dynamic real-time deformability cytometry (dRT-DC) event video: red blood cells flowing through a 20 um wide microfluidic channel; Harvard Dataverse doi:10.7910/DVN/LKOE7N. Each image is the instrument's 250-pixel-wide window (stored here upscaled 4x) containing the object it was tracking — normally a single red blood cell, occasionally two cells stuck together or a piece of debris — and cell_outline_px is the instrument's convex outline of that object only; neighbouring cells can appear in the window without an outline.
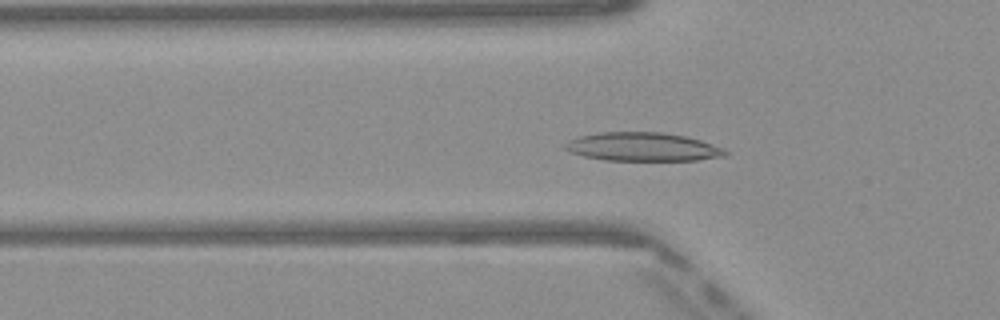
{"species": "Egyptian fruit bat (a non-hibernating species)", "species_latin": "Rousettus aegyptiacus", "temperature_condition": "warm", "stored_images_in_passage": 51, "camera_frame_rate_fps": 3000, "um_per_image_px": 0.085, "frame": {"image": 1, "passage_image": 17, "time_ms": 5.333, "image_size_px": [1000, 320], "cell_outline_px": [[728, 156], [696, 160], [604, 160], [584, 156], [568, 152], [564, 148], [564, 144], [568, 140], [580, 136], [600, 132], [664, 132], [684, 136], [700, 140], [724, 148], [728, 152]], "centroid_in_image_um": [54.62, 12.48], "position_along_channel_um": 71.2, "area_um2": 26.76}}
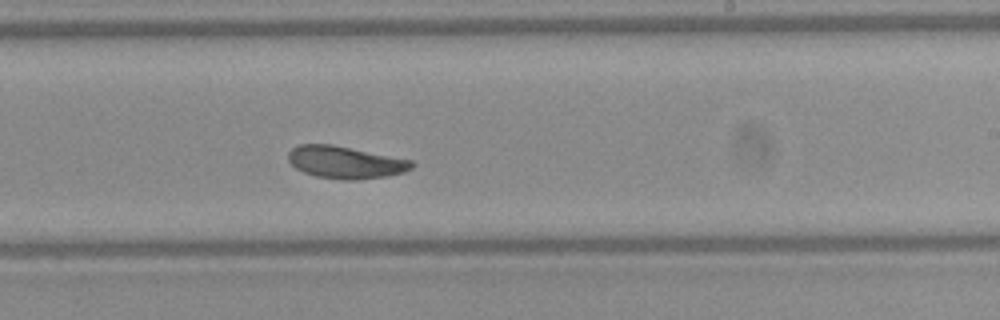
{"frame": {"image": 2, "passage_image": 31, "time_ms": 10.0, "image_size_px": [1000, 320], "cell_outline_px": [[416, 164], [412, 168], [404, 172], [388, 176], [356, 180], [340, 180], [316, 176], [304, 172], [296, 168], [288, 160], [288, 152], [292, 148], [300, 144], [332, 144], [412, 160]], "centroid_in_image_um": [29.37, 13.8], "position_along_channel_um": 259.6, "area_um2": 23.35}}
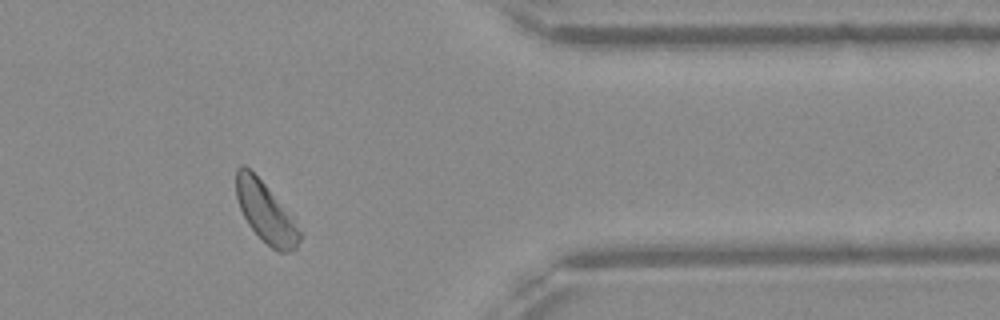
{"frame": {"image": 3, "passage_image": 42, "time_ms": 13.667, "image_size_px": [1000, 320], "cell_outline_px": [[304, 232], [296, 248], [288, 252], [276, 252], [248, 224], [240, 208], [236, 196], [236, 168], [240, 164], [244, 164], [264, 184]], "centroid_in_image_um": [22.6, 18.06], "position_along_channel_um": 388.8, "area_um2": 21.85}, "authors_computed_cell_mechanics": {"area_um2": 23.8136, "velocity_mm_per_s": 4.0338, "shape_relaxation_time_tau1_ms": 4.2904, "shape_relaxation_time_tau2_ms": 3.3344, "deformation_change_tau1": 0.1238, "deformation_change_tau2": 0.0888}}